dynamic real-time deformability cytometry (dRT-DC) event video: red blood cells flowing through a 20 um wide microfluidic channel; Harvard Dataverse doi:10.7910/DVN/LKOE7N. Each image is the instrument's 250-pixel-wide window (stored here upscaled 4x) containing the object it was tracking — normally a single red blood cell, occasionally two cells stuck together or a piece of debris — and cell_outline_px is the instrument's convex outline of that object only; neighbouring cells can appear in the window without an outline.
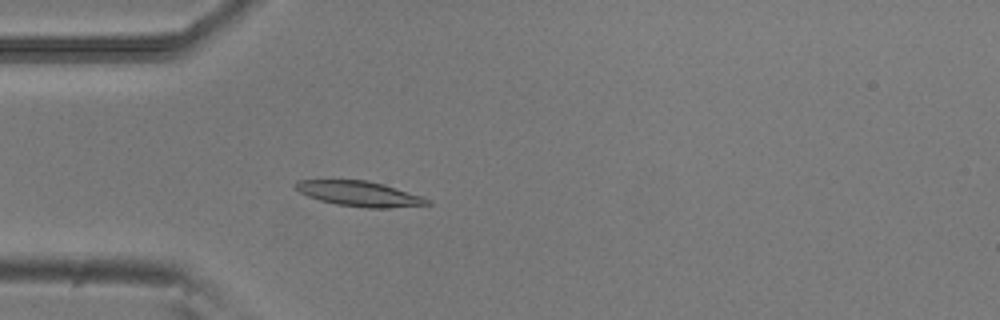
{"species": "common noctule bat (a hibernating species)", "species_latin": "Nyctalus noctula", "temperature_condition": "room temperature", "stored_images_in_passage": 52, "camera_frame_rate_fps": 3000, "um_per_image_px": 0.085, "animal": {"sex": "male", "body_mass_g": 20.5, "forearm_length_mm": 52.5}, "frame": {"image": 1, "passage_image": 15, "time_ms": 4.667, "image_size_px": [1000, 320], "cell_outline_px": [[432, 204], [388, 208], [368, 208], [336, 204], [320, 200], [308, 196], [292, 188], [292, 184], [296, 180], [368, 180], [384, 184], [424, 196]], "centroid_in_image_um": [30.53, 16.46], "position_along_channel_um": 54.5, "area_um2": 19.48}}
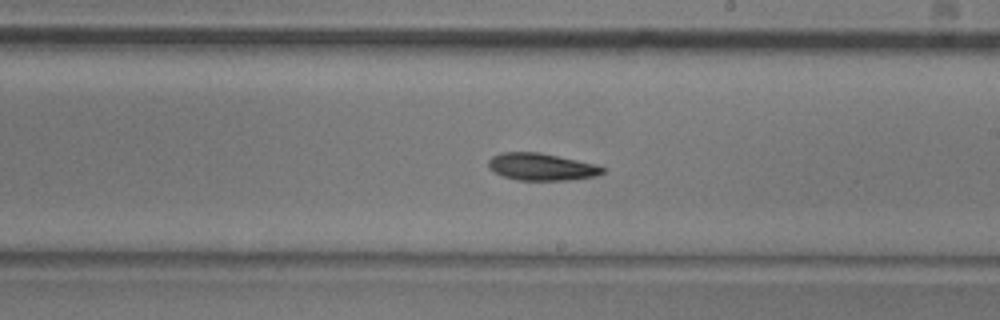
{"frame": {"image": 2, "passage_image": 30, "time_ms": 9.667, "image_size_px": [1000, 320], "cell_outline_px": [[608, 168], [604, 172], [596, 176], [568, 180], [516, 180], [504, 176], [488, 168], [488, 160], [492, 156], [500, 152], [540, 152], [596, 164]], "centroid_in_image_um": [46.04, 14.17], "position_along_channel_um": 243.0, "area_um2": 18.21}}
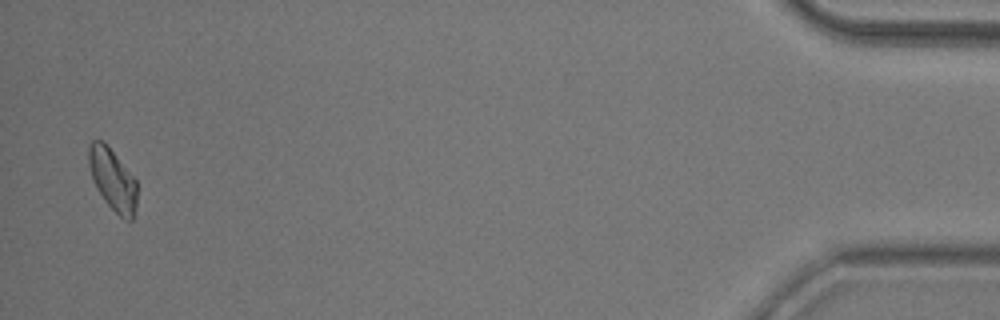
{"frame": {"image": 3, "passage_image": 51, "time_ms": 16.667, "image_size_px": [1000, 320], "cell_outline_px": [[136, 208], [132, 220], [124, 220], [104, 200], [92, 176], [88, 164], [88, 144], [92, 140], [104, 140], [136, 180]], "centroid_in_image_um": [9.57, 15.23], "position_along_channel_um": 425.6, "area_um2": 17.22}, "authors_computed_cell_mechanics": {"area_um2": 18.2359, "velocity_mm_per_s": 3.8727, "shape_relaxation_time_tau1_ms": 4.5549, "shape_relaxation_time_tau2_ms": null, "deformation_change_tau1": 0.1247, "deformation_change_tau2": null}}